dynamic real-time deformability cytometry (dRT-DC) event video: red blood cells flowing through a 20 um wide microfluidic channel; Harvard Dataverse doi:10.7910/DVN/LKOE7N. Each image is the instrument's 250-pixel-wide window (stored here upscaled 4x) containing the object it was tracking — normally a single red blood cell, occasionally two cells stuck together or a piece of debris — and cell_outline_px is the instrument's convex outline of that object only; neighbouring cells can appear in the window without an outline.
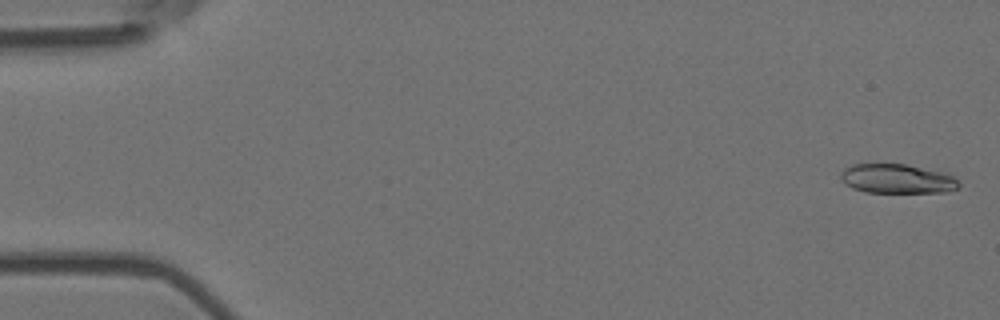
{"species": "Egyptian fruit bat (a non-hibernating species)", "species_latin": "Rousettus aegyptiacus", "temperature_condition": "room temperature", "stored_images_in_passage": 5, "camera_frame_rate_fps": 3000, "um_per_image_px": 0.085, "animal": {"sex": "female"}, "frame": {"image": 1, "passage_image": 1, "time_ms": 0.0, "image_size_px": [1000, 320], "cell_outline_px": [[960, 188], [948, 192], [864, 192], [852, 188], [844, 184], [840, 180], [840, 172], [844, 168], [852, 164], [908, 164], [948, 172], [960, 180]], "centroid_in_image_um": [76.3, 15.19], "position_along_channel_um": 8.7, "area_um2": 20.81}}
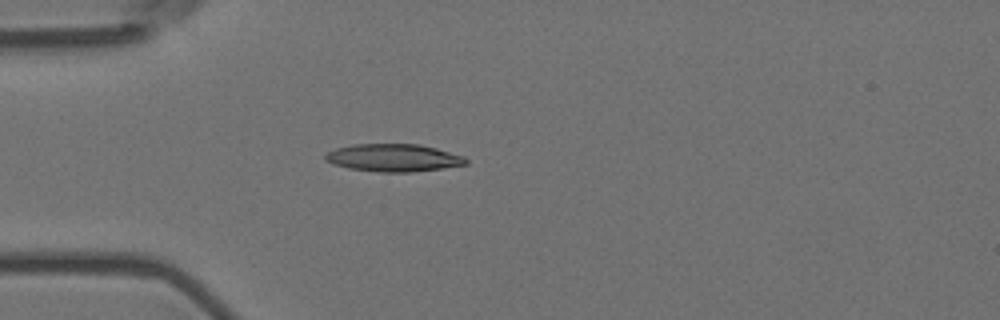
{"frame": {"image": 2, "passage_image": 5, "time_ms": 1.333, "image_size_px": [1000, 320], "cell_outline_px": [[468, 164], [444, 168], [412, 172], [380, 172], [348, 168], [332, 164], [324, 160], [324, 156], [328, 152], [336, 148], [352, 144], [420, 144], [436, 148], [464, 156], [468, 160]], "centroid_in_image_um": [33.45, 13.41], "position_along_channel_um": 51.6, "area_um2": 22.77}}